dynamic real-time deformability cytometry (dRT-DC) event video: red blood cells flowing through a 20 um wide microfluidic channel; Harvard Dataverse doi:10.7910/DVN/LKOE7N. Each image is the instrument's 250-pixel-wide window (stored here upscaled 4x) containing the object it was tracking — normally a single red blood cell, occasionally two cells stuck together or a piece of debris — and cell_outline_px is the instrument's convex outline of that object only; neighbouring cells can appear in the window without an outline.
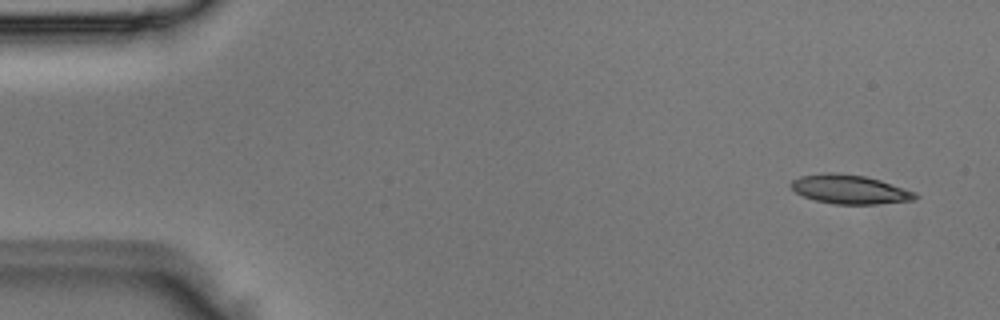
{"species": "Egyptian fruit bat (a non-hibernating species)", "species_latin": "Rousettus aegyptiacus", "temperature_condition": "room temperature", "stored_images_in_passage": 2, "segment_of_instrument_passage": [2, 2], "camera_frame_rate_fps": 3000, "um_per_image_px": 0.085, "animal": {"sex": "male"}, "frame": {"image": 1, "passage_image": 2, "time_ms": 0.333, "image_size_px": [1000, 320], "cell_outline_px": [[920, 196], [916, 200], [876, 204], [832, 204], [816, 200], [804, 196], [796, 192], [788, 184], [792, 180], [800, 176], [824, 172], [836, 172], [864, 176], [880, 180], [916, 192]], "centroid_in_image_um": [72.23, 16.09], "position_along_channel_um": 12.8, "area_um2": 21.15}}